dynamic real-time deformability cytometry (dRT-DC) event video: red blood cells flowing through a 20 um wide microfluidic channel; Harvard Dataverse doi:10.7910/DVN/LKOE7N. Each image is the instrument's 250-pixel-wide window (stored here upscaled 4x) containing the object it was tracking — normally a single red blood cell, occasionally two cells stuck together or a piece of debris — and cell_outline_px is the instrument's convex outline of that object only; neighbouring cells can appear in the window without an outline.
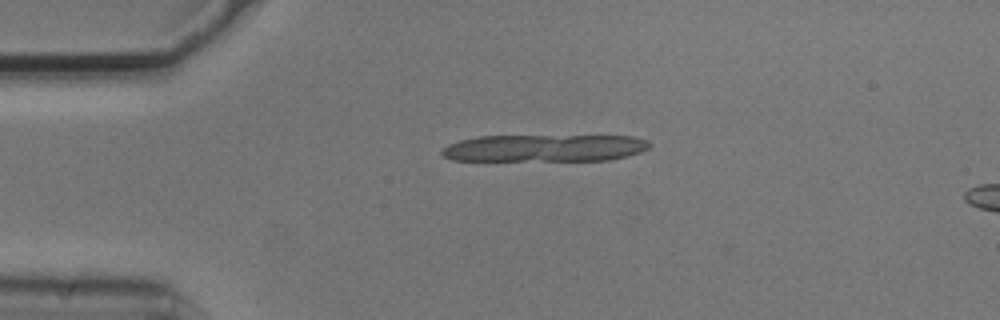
{"species": "common noctule bat (a hibernating species)", "species_latin": "Nyctalus noctula", "temperature_condition": "cold", "stored_images_in_passage": 2, "camera_frame_rate_fps": 3000, "um_per_image_px": 0.085, "animal": {"sex": "male", "body_mass_g": 20.5, "forearm_length_mm": 52.5}, "frame": {"image": 1, "passage_image": 2, "time_ms": 0.333, "image_size_px": [1000, 320], "cell_outline_px": [[652, 144], [648, 148], [640, 152], [628, 156], [608, 160], [452, 160], [444, 156], [440, 152], [448, 144], [460, 140], [480, 136], [632, 136], [648, 140]], "centroid_in_image_um": [46.32, 12.58], "position_along_channel_um": 38.7, "area_um2": 32.77}}